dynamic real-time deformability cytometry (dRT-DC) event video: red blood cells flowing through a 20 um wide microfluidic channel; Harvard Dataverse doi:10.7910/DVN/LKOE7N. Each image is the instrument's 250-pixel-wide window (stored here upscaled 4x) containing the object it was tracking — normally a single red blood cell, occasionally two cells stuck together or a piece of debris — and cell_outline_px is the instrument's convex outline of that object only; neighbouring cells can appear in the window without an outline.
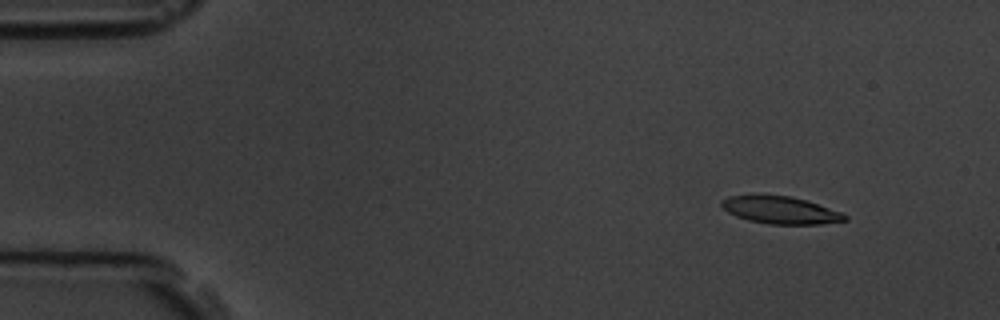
{"species": "common noctule bat (a hibernating species)", "species_latin": "Nyctalus noctula", "temperature_condition": "room temperature", "stored_images_in_passage": 5, "camera_frame_rate_fps": 3000, "um_per_image_px": 0.085, "animal": {"sex": "male", "body_mass_g": 19.5, "forearm_length_mm": 54.6}, "frame": {"image": 1, "passage_image": 2, "time_ms": 1.0, "image_size_px": [1000, 320], "cell_outline_px": [[848, 220], [820, 224], [768, 224], [748, 220], [736, 216], [728, 212], [720, 204], [720, 200], [728, 196], [752, 192], [760, 192], [792, 196], [840, 212], [848, 216]], "centroid_in_image_um": [66.23, 17.81], "position_along_channel_um": 18.8, "area_um2": 20.29}}
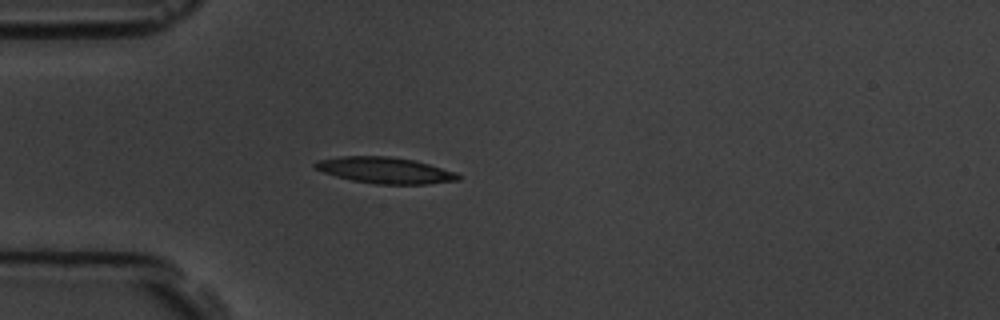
{"frame": {"image": 2, "passage_image": 5, "time_ms": 4.333, "image_size_px": [1000, 320], "cell_outline_px": [[460, 180], [428, 184], [376, 184], [352, 180], [336, 176], [324, 172], [316, 168], [312, 164], [316, 160], [340, 156], [388, 156], [412, 160], [428, 164], [456, 172], [460, 176]], "centroid_in_image_um": [32.72, 14.47], "position_along_channel_um": 52.3, "area_um2": 21.73}}